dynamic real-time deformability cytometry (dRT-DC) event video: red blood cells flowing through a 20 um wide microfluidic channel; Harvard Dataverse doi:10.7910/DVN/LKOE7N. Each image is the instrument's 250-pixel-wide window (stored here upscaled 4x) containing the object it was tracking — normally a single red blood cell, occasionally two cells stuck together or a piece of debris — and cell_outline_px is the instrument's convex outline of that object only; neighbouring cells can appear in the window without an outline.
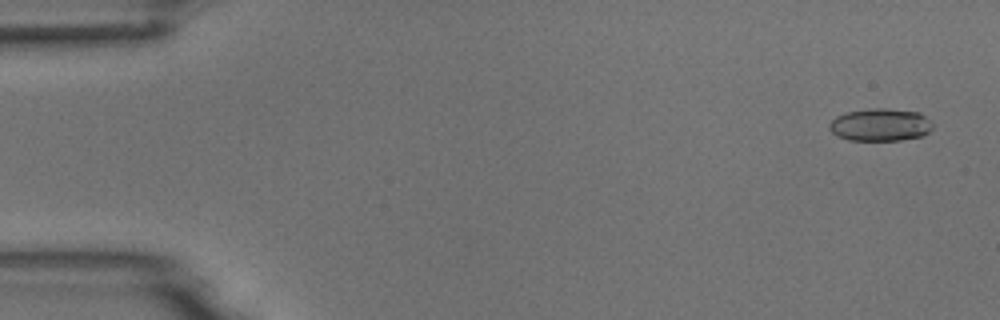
{"species": "common noctule bat (a hibernating species)", "species_latin": "Nyctalus noctula", "temperature_condition": "room temperature", "stored_images_in_passage": 52, "camera_frame_rate_fps": 3000, "um_per_image_px": 0.085, "animal": {"sex": "male", "body_mass_g": 18.8}, "frame": {"image": 1, "passage_image": 1, "time_ms": 0.0, "image_size_px": [1000, 320], "cell_outline_px": [[932, 128], [924, 136], [900, 140], [848, 140], [836, 136], [828, 128], [828, 124], [836, 116], [848, 112], [868, 108], [888, 108], [920, 112], [932, 124]], "centroid_in_image_um": [74.8, 10.6], "position_along_channel_um": 10.2, "area_um2": 19.77}}
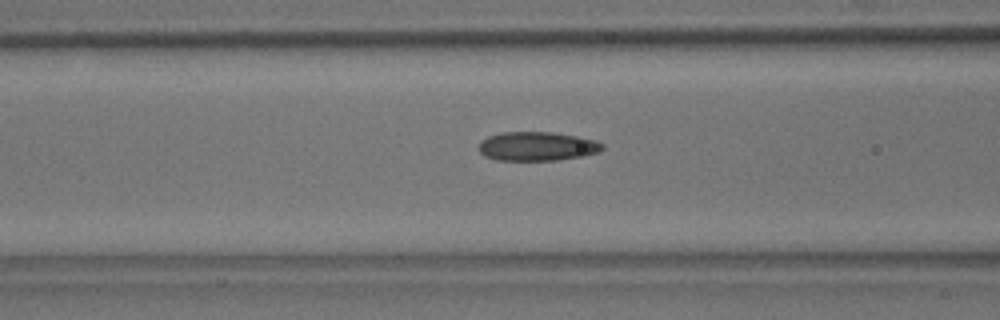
{"frame": {"image": 2, "passage_image": 20, "time_ms": 6.333, "image_size_px": [1000, 320], "cell_outline_px": [[604, 148], [600, 152], [584, 156], [556, 160], [496, 160], [484, 156], [480, 152], [480, 140], [488, 136], [500, 132], [552, 132], [576, 136], [596, 140], [604, 144]], "centroid_in_image_um": [45.67, 12.43], "position_along_channel_um": 120.9, "area_um2": 21.04}}
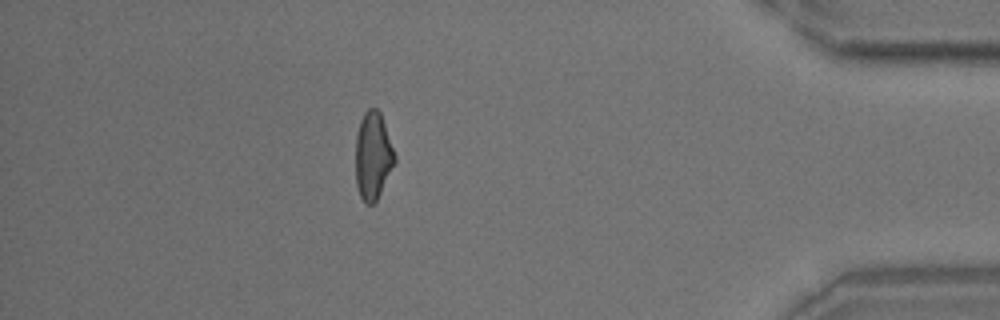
{"frame": {"image": 3, "passage_image": 46, "time_ms": 15.0, "image_size_px": [1000, 320], "cell_outline_px": [[396, 160], [376, 200], [372, 204], [364, 204], [360, 196], [356, 184], [356, 136], [360, 120], [364, 112], [368, 108], [376, 108], [380, 112], [396, 156]], "centroid_in_image_um": [31.69, 13.23], "position_along_channel_um": 403.5, "area_um2": 19.77}, "authors_computed_cell_mechanics": {"area_um2": 20.519, "velocity_mm_per_s": 3.7605, "shape_relaxation_time_tau1_ms": 9.7027, "shape_relaxation_time_tau2_ms": 1.7106, "deformation_change_tau1": 0.2181, "deformation_change_tau2": 0.0866}}